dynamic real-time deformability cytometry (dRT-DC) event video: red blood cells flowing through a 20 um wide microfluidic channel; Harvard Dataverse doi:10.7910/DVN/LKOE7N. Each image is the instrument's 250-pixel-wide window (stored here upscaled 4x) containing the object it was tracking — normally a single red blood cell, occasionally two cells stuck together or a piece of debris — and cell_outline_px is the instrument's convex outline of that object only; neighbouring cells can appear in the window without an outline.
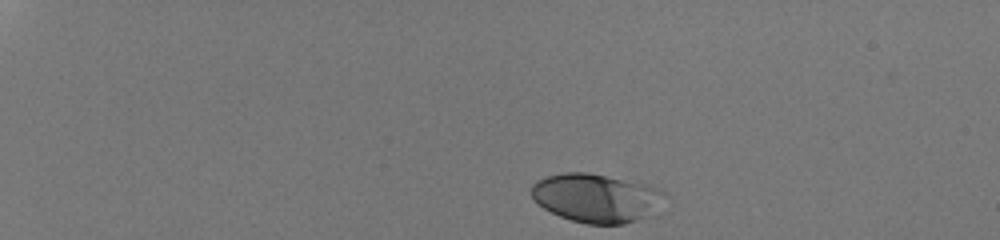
{"species": "human", "species_latin": "Homo sapiens", "temperature_condition": "room temperature", "stored_images_in_passage": 37, "camera_frame_rate_fps": 3000, "um_per_image_px": 0.085, "donor": {"sex": "male"}, "frame": {"image": 1, "passage_image": 1, "time_ms": 0.0, "image_size_px": [1000, 240], "cell_outline_px": [[668, 196], [652, 216], [624, 224], [588, 224], [572, 220], [560, 216], [544, 208], [532, 196], [532, 184], [536, 180], [548, 176], [564, 172], [588, 172], [648, 184], [668, 192]], "centroid_in_image_um": [50.78, 16.82], "position_along_channel_um": 34.2, "area_um2": 38.21}}
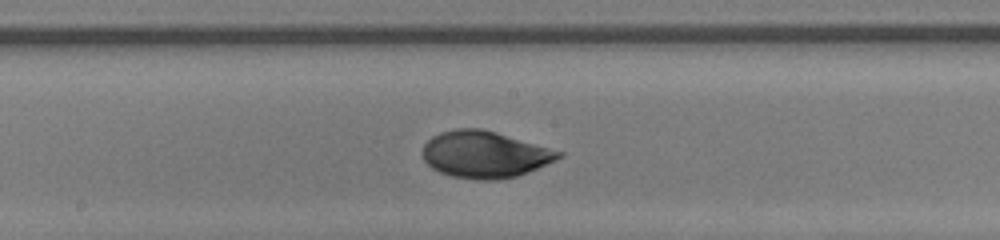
{"frame": {"image": 2, "passage_image": 22, "time_ms": 7.0, "image_size_px": [1000, 240], "cell_outline_px": [[564, 156], [556, 160], [528, 172], [516, 176], [492, 180], [476, 180], [452, 176], [440, 172], [432, 168], [424, 160], [420, 152], [424, 144], [432, 136], [440, 132], [456, 128], [480, 128], [496, 132], [564, 152]], "centroid_in_image_um": [41.18, 13.12], "position_along_channel_um": 207.0, "area_um2": 37.11}}
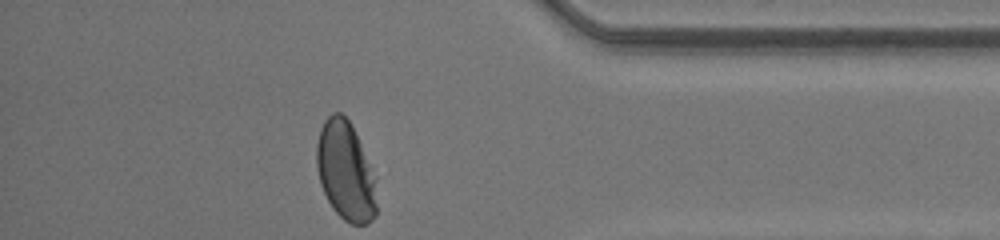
{"frame": {"image": 3, "passage_image": 37, "time_ms": 12.0, "image_size_px": [1000, 240], "cell_outline_px": [[376, 216], [368, 224], [352, 224], [344, 220], [332, 208], [320, 184], [316, 164], [316, 144], [320, 128], [324, 120], [332, 112], [340, 112], [348, 120], [376, 176]], "centroid_in_image_um": [29.37, 14.56], "position_along_channel_um": 405.8, "area_um2": 34.68}, "authors_computed_cell_mechanics": {"area_um2": 36.5296, "velocity_mm_per_s": 4.2475, "shape_relaxation_time_tau1_ms": 3.288, "shape_relaxation_time_tau2_ms": 0.7467, "deformation_change_tau1": 0.1655, "deformation_change_tau2": 0.0354}}